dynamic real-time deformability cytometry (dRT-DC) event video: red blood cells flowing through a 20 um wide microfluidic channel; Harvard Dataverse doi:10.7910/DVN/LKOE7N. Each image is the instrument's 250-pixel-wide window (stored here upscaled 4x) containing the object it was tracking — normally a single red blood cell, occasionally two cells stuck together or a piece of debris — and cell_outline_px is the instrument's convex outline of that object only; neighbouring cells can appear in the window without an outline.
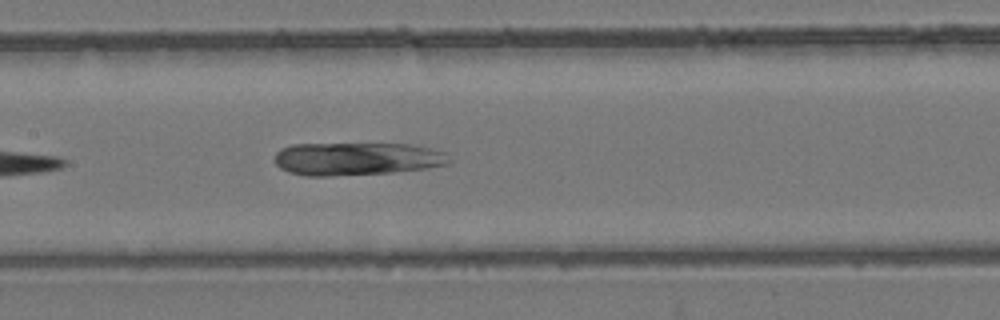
{"species": "common noctule bat (a hibernating species)", "species_latin": "Nyctalus noctula", "temperature_condition": "room temperature", "stored_images_in_passage": 8, "camera_frame_rate_fps": 3000, "um_per_image_px": 0.085, "animal": {"sex": "female", "body_mass_g": 24.6, "forearm_length_mm": 56.2}, "frame": {"image": 1, "passage_image": 8, "time_ms": 5.333, "image_size_px": [1000, 320], "cell_outline_px": [[452, 160], [448, 164], [428, 168], [392, 172], [332, 176], [304, 176], [288, 172], [280, 168], [276, 164], [276, 152], [280, 148], [292, 144], [408, 144], [432, 148], [444, 152]], "centroid_in_image_um": [30.32, 13.5], "position_along_channel_um": 177.1, "area_um2": 33.64}}